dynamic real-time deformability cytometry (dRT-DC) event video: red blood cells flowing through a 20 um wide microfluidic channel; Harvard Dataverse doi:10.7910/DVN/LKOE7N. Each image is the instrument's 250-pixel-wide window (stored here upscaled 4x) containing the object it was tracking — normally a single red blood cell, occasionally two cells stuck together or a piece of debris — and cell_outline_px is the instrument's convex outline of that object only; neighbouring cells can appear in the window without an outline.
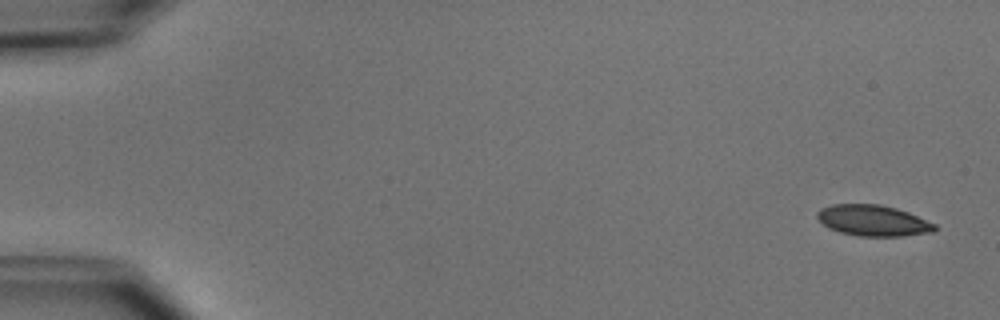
{"species": "common noctule bat (a hibernating species)", "species_latin": "Nyctalus noctula", "temperature_condition": "cold", "stored_images_in_passage": 5, "camera_frame_rate_fps": 3000, "um_per_image_px": 0.085, "animal": {"sex": "male", "body_mass_g": 15.6}, "frame": {"image": 1, "passage_image": 1, "time_ms": 0.0, "image_size_px": [1000, 320], "cell_outline_px": [[936, 228], [932, 232], [904, 236], [856, 236], [840, 232], [828, 228], [816, 216], [816, 212], [820, 208], [832, 204], [880, 204], [896, 208], [908, 212], [936, 224]], "centroid_in_image_um": [74.19, 18.74], "position_along_channel_um": 10.8, "area_um2": 21.27}}
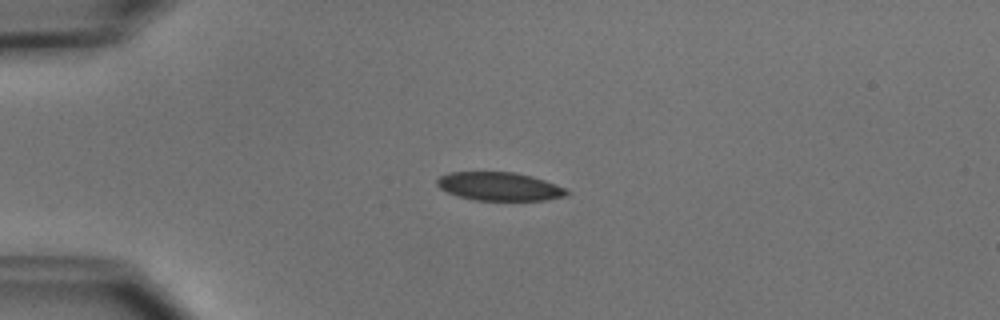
{"frame": {"image": 2, "passage_image": 4, "time_ms": 3.667, "image_size_px": [1000, 320], "cell_outline_px": [[568, 192], [564, 196], [548, 200], [476, 200], [460, 196], [448, 192], [440, 188], [436, 184], [436, 180], [440, 176], [448, 172], [512, 172], [532, 176], [544, 180], [564, 188]], "centroid_in_image_um": [42.41, 15.84], "position_along_channel_um": 42.6, "area_um2": 21.21}}